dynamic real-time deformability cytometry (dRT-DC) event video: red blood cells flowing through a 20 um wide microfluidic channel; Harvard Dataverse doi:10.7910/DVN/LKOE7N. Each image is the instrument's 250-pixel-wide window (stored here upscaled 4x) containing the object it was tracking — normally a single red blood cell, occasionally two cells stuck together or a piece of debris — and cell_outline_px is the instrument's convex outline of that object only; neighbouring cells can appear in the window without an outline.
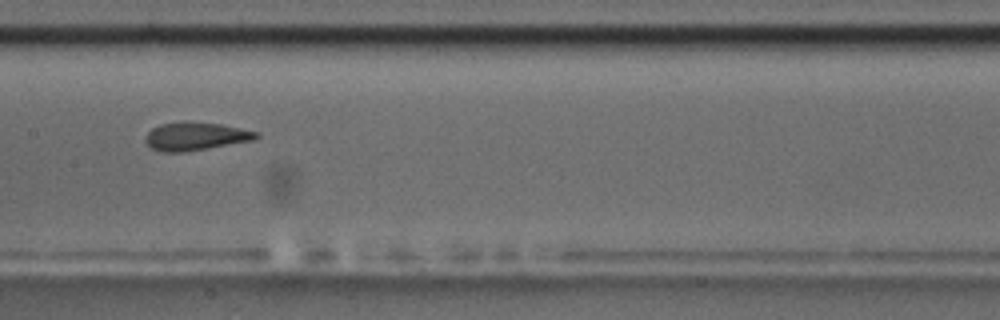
{"species": "common noctule bat (a hibernating species)", "species_latin": "Nyctalus noctula", "temperature_condition": "room temperature", "stored_images_in_passage": 38, "camera_frame_rate_fps": 3000, "um_per_image_px": 0.085, "animal": {"sex": "male", "body_mass_g": 17.5, "forearm_length_mm": 52.3}, "frame": {"image": 1, "passage_image": 17, "time_ms": 5.333, "image_size_px": [1000, 320], "cell_outline_px": [[260, 136], [256, 140], [184, 152], [160, 152], [152, 148], [144, 140], [144, 136], [152, 128], [160, 124], [184, 120], [220, 124], [260, 132]], "centroid_in_image_um": [16.62, 11.57], "position_along_channel_um": 190.8, "area_um2": 18.5}}